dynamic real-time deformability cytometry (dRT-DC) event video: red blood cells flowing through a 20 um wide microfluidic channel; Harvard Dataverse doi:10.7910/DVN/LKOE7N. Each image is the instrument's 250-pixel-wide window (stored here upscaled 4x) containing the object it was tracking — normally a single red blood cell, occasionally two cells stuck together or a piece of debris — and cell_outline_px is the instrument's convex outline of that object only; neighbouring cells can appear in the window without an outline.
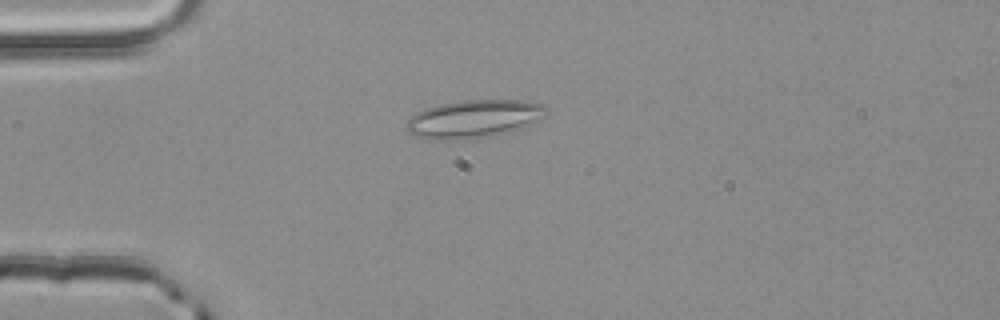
{"species": "common noctule bat (a hibernating species)", "species_latin": "Nyctalus noctula", "temperature_condition": "room temperature", "stored_images_in_passage": 40, "camera_frame_rate_fps": 3000, "um_per_image_px": 0.085, "animal": {"sex": "male", "body_mass_g": 20.4}, "frame": {"image": 1, "passage_image": 2, "time_ms": 0.333, "image_size_px": [1000, 320], "cell_outline_px": [[548, 112], [544, 116], [520, 128], [504, 132], [480, 136], [448, 140], [440, 140], [416, 136], [408, 132], [404, 128], [404, 124], [416, 112], [424, 108], [440, 104], [460, 100], [520, 100], [544, 104], [548, 108]], "centroid_in_image_um": [40.22, 10.07], "position_along_channel_um": 44.8, "area_um2": 30.46}}
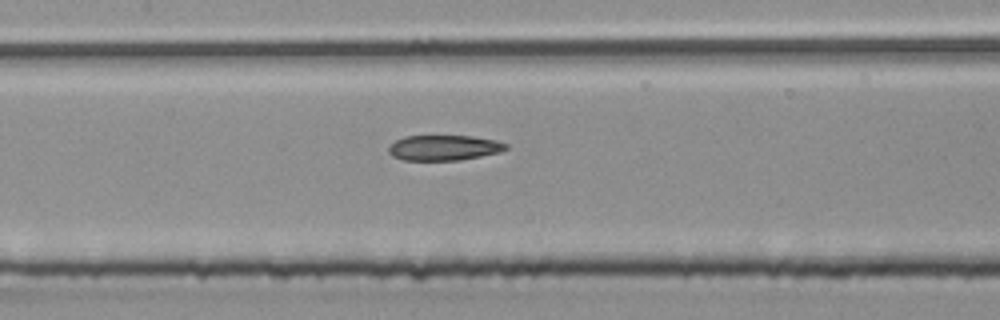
{"frame": {"image": 2, "passage_image": 13, "time_ms": 4.0, "image_size_px": [1000, 320], "cell_outline_px": [[508, 148], [500, 152], [460, 160], [400, 160], [392, 156], [388, 152], [388, 148], [396, 140], [404, 136], [472, 136], [496, 140], [508, 144]], "centroid_in_image_um": [37.73, 12.56], "position_along_channel_um": 169.7, "area_um2": 17.34}}
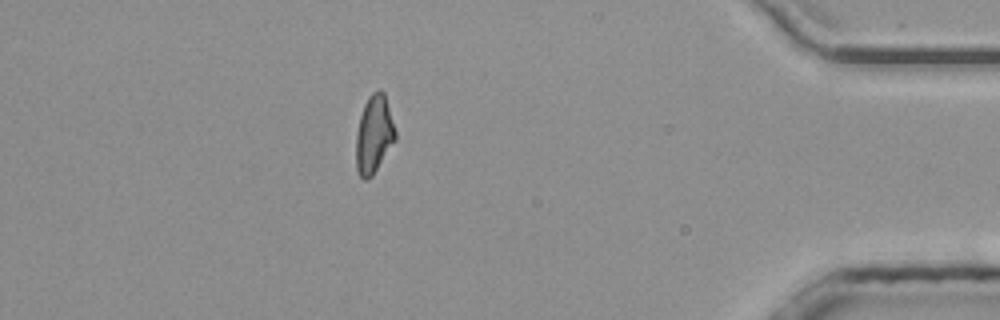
{"frame": {"image": 3, "passage_image": 34, "time_ms": 11.0, "image_size_px": [1000, 320], "cell_outline_px": [[396, 140], [372, 176], [364, 180], [360, 176], [356, 168], [356, 132], [360, 116], [364, 104], [368, 96], [372, 92], [380, 88], [384, 92], [396, 132]], "centroid_in_image_um": [31.78, 11.41], "position_along_channel_um": 403.4, "area_um2": 17.92}, "authors_computed_cell_mechanics": {"area_um2": 18.1781, "velocity_mm_per_s": 4.0061, "shape_relaxation_time_tau1_ms": null, "shape_relaxation_time_tau2_ms": 6.048, "deformation_change_tau1": null, "deformation_change_tau2": 0.1702}}